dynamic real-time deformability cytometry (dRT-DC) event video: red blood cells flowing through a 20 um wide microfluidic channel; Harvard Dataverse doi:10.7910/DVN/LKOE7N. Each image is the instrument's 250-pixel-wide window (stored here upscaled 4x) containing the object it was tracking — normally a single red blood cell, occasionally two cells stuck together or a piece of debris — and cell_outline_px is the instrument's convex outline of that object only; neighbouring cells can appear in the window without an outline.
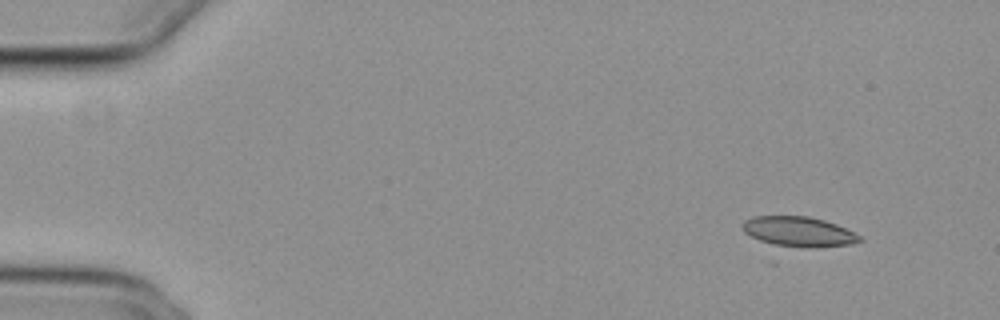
{"species": "common noctule bat (a hibernating species)", "species_latin": "Nyctalus noctula", "temperature_condition": "cold", "stored_images_in_passage": 51, "camera_frame_rate_fps": 3000, "um_per_image_px": 0.085, "animal": {"sex": "female", "body_mass_g": 29.2, "forearm_length_mm": 56.3}, "frame": {"image": 1, "passage_image": 1, "time_ms": 0.0, "image_size_px": [1000, 320], "cell_outline_px": [[864, 240], [852, 244], [816, 248], [804, 248], [772, 244], [760, 240], [744, 232], [740, 224], [744, 220], [752, 216], [808, 216], [824, 220], [836, 224], [860, 236]], "centroid_in_image_um": [67.87, 19.69], "position_along_channel_um": 17.1, "area_um2": 20.58}}
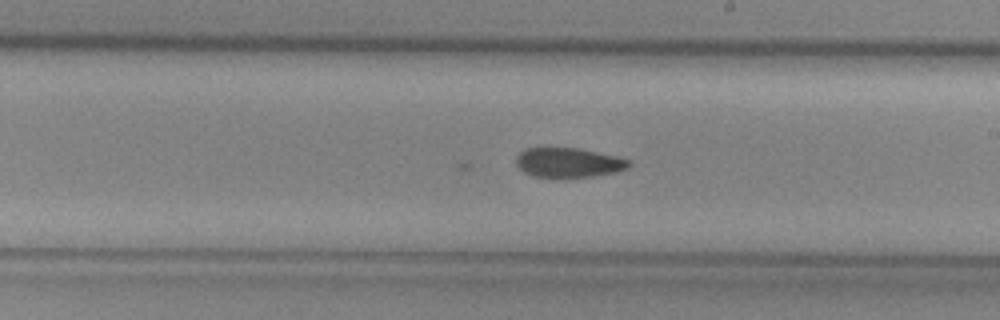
{"frame": {"image": 2, "passage_image": 28, "time_ms": 9.0, "image_size_px": [1000, 320], "cell_outline_px": [[632, 164], [628, 168], [616, 172], [592, 176], [564, 180], [552, 180], [532, 176], [524, 172], [516, 164], [516, 156], [524, 148], [576, 148], [616, 156], [632, 160]], "centroid_in_image_um": [48.3, 13.87], "position_along_channel_um": 240.7, "area_um2": 20.23}}
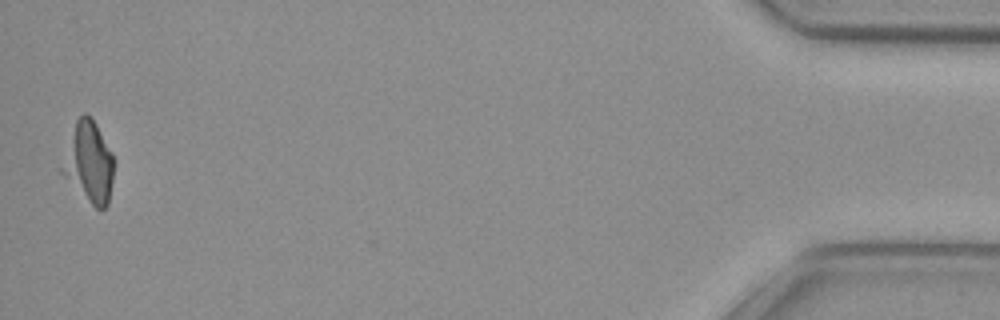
{"frame": {"image": 3, "passage_image": 50, "time_ms": 16.333, "image_size_px": [1000, 320], "cell_outline_px": [[112, 180], [108, 204], [100, 212], [60, 172], [60, 168], [76, 120], [84, 112], [96, 124], [112, 152]], "centroid_in_image_um": [7.56, 13.81], "position_along_channel_um": 427.6, "area_um2": 23.52}}